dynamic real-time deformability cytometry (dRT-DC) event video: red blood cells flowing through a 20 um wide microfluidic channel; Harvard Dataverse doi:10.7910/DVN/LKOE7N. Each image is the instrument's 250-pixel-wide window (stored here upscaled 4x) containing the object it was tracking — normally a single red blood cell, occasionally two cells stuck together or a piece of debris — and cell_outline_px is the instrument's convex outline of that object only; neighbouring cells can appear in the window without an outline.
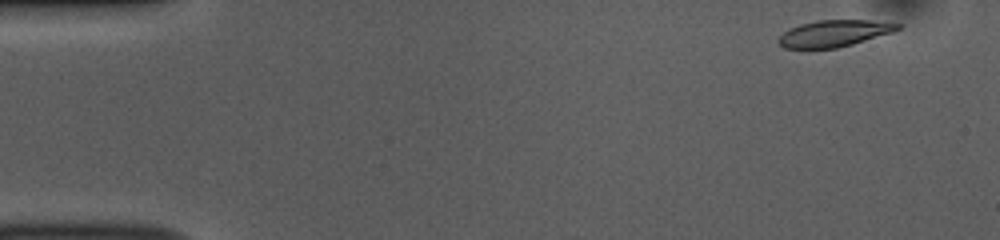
{"species": "common noctule bat (a hibernating species)", "species_latin": "Nyctalus noctula", "temperature_condition": "room temperature", "stored_images_in_passage": 49, "camera_frame_rate_fps": 3000, "um_per_image_px": 0.085, "animal": {"sex": "female", "body_mass_g": 10.0, "forearm_length_mm": 53.1}, "frame": {"image": 1, "passage_image": 1, "time_ms": 0.0, "image_size_px": [1000, 240], "cell_outline_px": [[904, 24], [900, 28], [892, 32], [852, 44], [836, 48], [784, 48], [776, 40], [788, 28], [800, 24], [816, 20], [868, 20]], "centroid_in_image_um": [70.88, 2.83], "position_along_channel_um": 14.1, "area_um2": 18.38}}
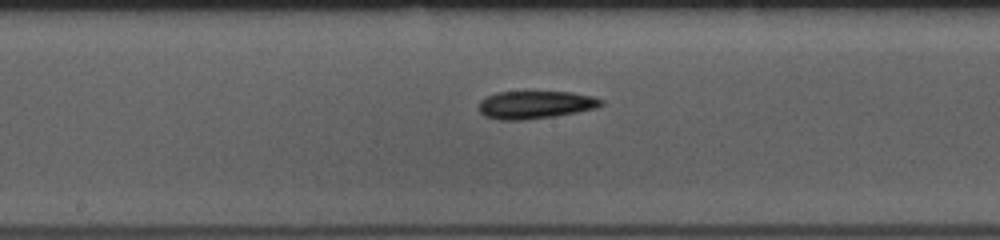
{"frame": {"image": 2, "passage_image": 24, "time_ms": 7.667, "image_size_px": [1000, 240], "cell_outline_px": [[604, 104], [596, 108], [576, 112], [552, 116], [520, 120], [500, 120], [484, 116], [476, 108], [480, 100], [496, 92], [572, 92], [592, 96], [604, 100]], "centroid_in_image_um": [45.47, 8.9], "position_along_channel_um": 202.7, "area_um2": 19.83}}
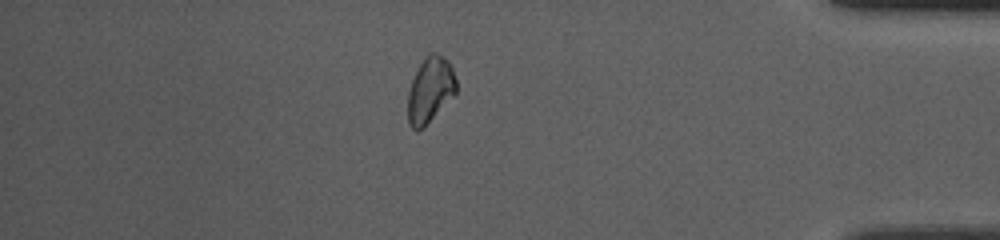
{"frame": {"image": 3, "passage_image": 42, "time_ms": 13.667, "image_size_px": [1000, 240], "cell_outline_px": [[456, 92], [416, 132], [408, 124], [408, 92], [416, 68], [424, 56], [428, 52], [436, 52], [448, 60], [452, 68], [456, 80]], "centroid_in_image_um": [36.53, 7.55], "position_along_channel_um": 398.7, "area_um2": 18.15}}